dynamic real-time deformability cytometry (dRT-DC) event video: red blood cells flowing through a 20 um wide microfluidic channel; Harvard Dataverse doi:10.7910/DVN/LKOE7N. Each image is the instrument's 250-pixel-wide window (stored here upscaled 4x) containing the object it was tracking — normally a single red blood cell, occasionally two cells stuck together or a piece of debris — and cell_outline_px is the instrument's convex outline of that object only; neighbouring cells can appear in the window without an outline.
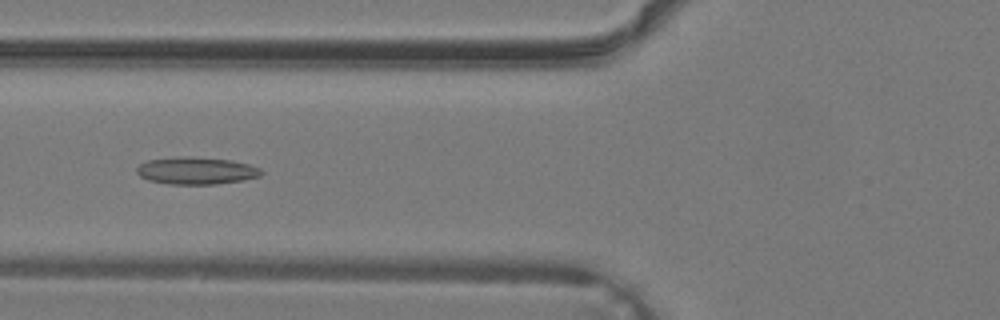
{"species": "common noctule bat (a hibernating species)", "species_latin": "Nyctalus noctula", "temperature_condition": "warm", "stored_images_in_passage": 34, "camera_frame_rate_fps": 3000, "um_per_image_px": 0.085, "animal": {"sex": "male", "body_mass_g": 19.2, "forearm_length_mm": 51.8}, "frame": {"image": 1, "passage_image": 11, "time_ms": 3.333, "image_size_px": [1000, 320], "cell_outline_px": [[264, 172], [260, 176], [240, 180], [216, 184], [168, 184], [148, 180], [140, 176], [136, 172], [136, 168], [140, 164], [148, 160], [184, 156], [188, 156], [228, 160], [248, 164], [260, 168]], "centroid_in_image_um": [16.66, 14.51], "position_along_channel_um": 109.1, "area_um2": 19.59}}
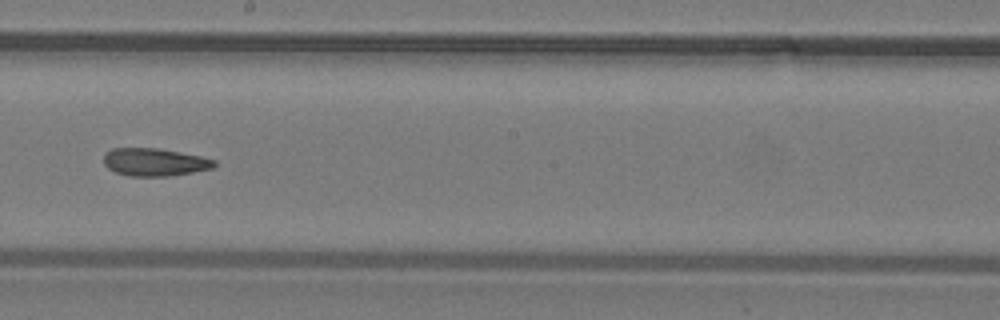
{"frame": {"image": 2, "passage_image": 18, "time_ms": 5.667, "image_size_px": [1000, 320], "cell_outline_px": [[216, 164], [212, 168], [192, 172], [168, 176], [128, 176], [116, 172], [108, 168], [104, 164], [104, 152], [112, 148], [156, 148], [200, 156], [216, 160]], "centroid_in_image_um": [13.1, 13.78], "position_along_channel_um": 235.1, "area_um2": 17.8}}
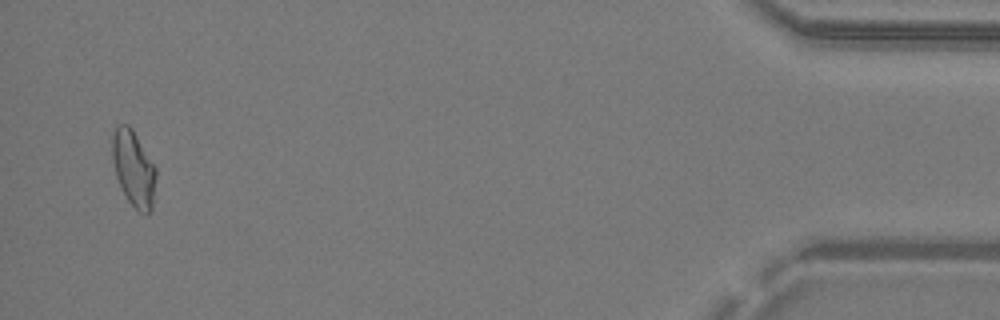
{"frame": {"image": 3, "passage_image": 33, "time_ms": 10.667, "image_size_px": [1000, 320], "cell_outline_px": [[156, 180], [152, 212], [144, 216], [128, 200], [116, 176], [112, 160], [112, 132], [116, 124], [128, 124], [132, 128], [156, 168]], "centroid_in_image_um": [11.36, 14.32], "position_along_channel_um": 423.8, "area_um2": 19.48}}